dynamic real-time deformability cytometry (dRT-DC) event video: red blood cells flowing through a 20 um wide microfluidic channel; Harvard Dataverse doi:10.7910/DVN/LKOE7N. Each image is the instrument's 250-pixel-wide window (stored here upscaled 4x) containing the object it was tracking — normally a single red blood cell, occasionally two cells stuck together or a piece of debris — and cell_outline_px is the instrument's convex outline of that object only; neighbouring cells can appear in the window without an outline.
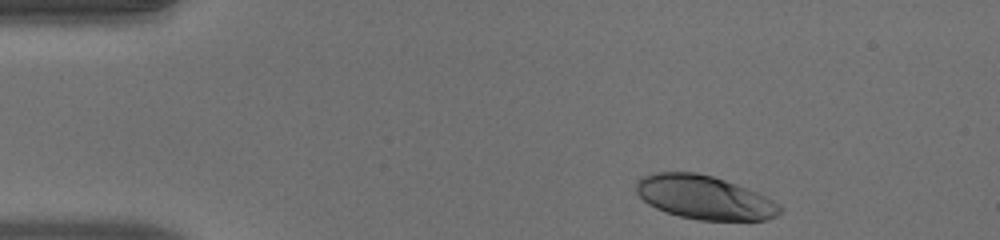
{"species": "human", "species_latin": "Homo sapiens", "temperature_condition": "warm", "stored_images_in_passage": 44, "camera_frame_rate_fps": 3000, "um_per_image_px": 0.085, "donor": {"sex": "male"}, "frame": {"image": 1, "passage_image": 1, "time_ms": 0.0, "image_size_px": [1000, 240], "cell_outline_px": [[780, 212], [776, 216], [768, 220], [700, 220], [680, 216], [656, 208], [648, 204], [636, 192], [636, 180], [644, 176], [656, 172], [696, 172], [712, 176], [748, 188], [780, 204]], "centroid_in_image_um": [59.86, 16.78], "position_along_channel_um": 25.1, "area_um2": 36.36}}
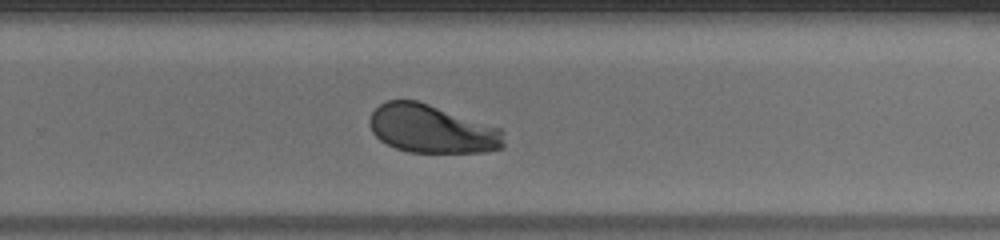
{"frame": {"image": 2, "passage_image": 27, "time_ms": 8.667, "image_size_px": [1000, 240], "cell_outline_px": [[504, 148], [484, 152], [408, 152], [396, 148], [380, 140], [372, 132], [368, 124], [368, 120], [372, 112], [380, 104], [388, 100], [416, 100], [500, 128], [504, 132]], "centroid_in_image_um": [36.69, 10.97], "position_along_channel_um": 293.1, "area_um2": 37.69}}
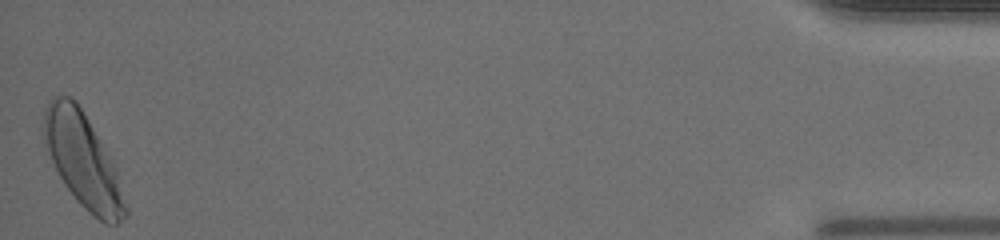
{"frame": {"image": 3, "passage_image": 44, "time_ms": 14.333, "image_size_px": [1000, 240], "cell_outline_px": [[128, 216], [116, 224], [104, 224], [88, 212], [76, 200], [64, 184], [52, 160], [40, 132], [44, 108], [48, 100], [52, 96], [72, 96], [76, 100], [112, 160], [116, 168], [128, 208]], "centroid_in_image_um": [7.03, 13.63], "position_along_channel_um": 428.2, "area_um2": 44.91}, "authors_computed_cell_mechanics": {"area_um2": 38.6393, "velocity_mm_per_s": 4.0089, "shape_relaxation_time_tau1_ms": 2.2174, "shape_relaxation_time_tau2_ms": 1.3855, "deformation_change_tau1": 0.1181, "deformation_change_tau2": 0.0541}}